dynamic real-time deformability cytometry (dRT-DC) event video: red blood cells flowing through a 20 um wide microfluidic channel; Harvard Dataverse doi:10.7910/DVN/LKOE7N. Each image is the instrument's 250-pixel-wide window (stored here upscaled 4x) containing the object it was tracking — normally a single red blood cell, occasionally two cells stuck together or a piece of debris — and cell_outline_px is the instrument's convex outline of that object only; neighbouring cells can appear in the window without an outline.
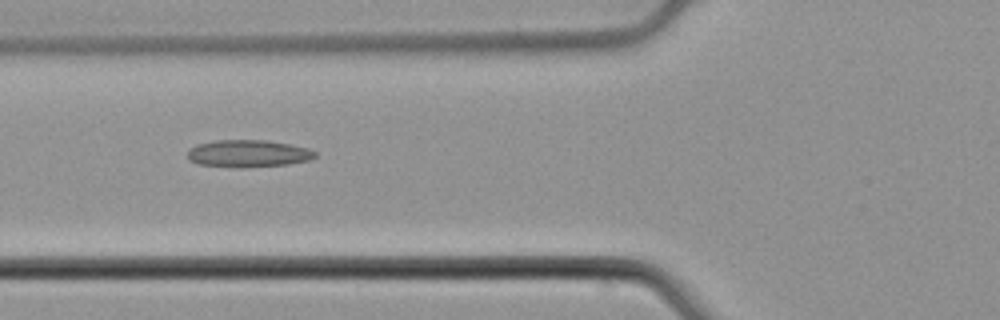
{"species": "common noctule bat (a hibernating species)", "species_latin": "Nyctalus noctula", "temperature_condition": "cold", "stored_images_in_passage": 8, "camera_frame_rate_fps": 3000, "um_per_image_px": 0.085, "animal": {"sex": "male", "body_mass_g": 21.5, "forearm_length_mm": 52.0}, "frame": {"image": 1, "passage_image": 6, "time_ms": 1.667, "image_size_px": [1000, 320], "cell_outline_px": [[316, 156], [312, 160], [288, 164], [244, 168], [240, 168], [200, 164], [188, 160], [188, 148], [196, 144], [216, 140], [268, 140], [292, 144], [308, 148], [316, 152]], "centroid_in_image_um": [21.11, 13.05], "position_along_channel_um": 104.7, "area_um2": 20.58}}
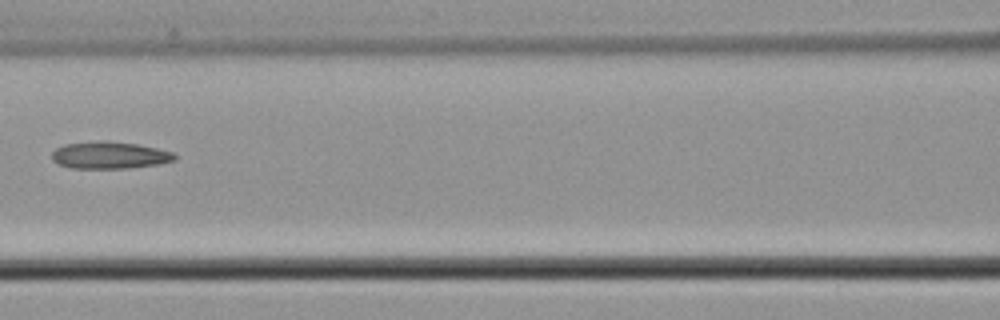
{"frame": {"image": 2, "passage_image": 7, "time_ms": 2.0, "image_size_px": [1000, 320], "cell_outline_px": [[176, 160], [156, 164], [128, 168], [72, 168], [56, 164], [52, 160], [52, 152], [56, 148], [64, 144], [100, 140], [104, 140], [136, 144], [156, 148], [172, 152], [176, 156]], "centroid_in_image_um": [9.26, 13.19], "position_along_channel_um": 157.3, "area_um2": 19.36}}
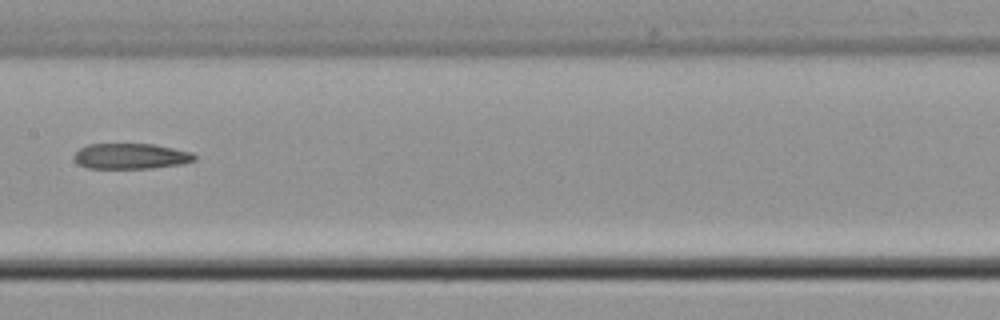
{"frame": {"image": 3, "passage_image": 8, "time_ms": 2.333, "image_size_px": [1000, 320], "cell_outline_px": [[196, 160], [184, 164], [152, 168], [88, 168], [80, 164], [76, 160], [76, 152], [80, 148], [88, 144], [156, 144], [192, 152], [196, 156]], "centroid_in_image_um": [11.2, 13.27], "position_along_channel_um": 196.2, "area_um2": 17.92}}